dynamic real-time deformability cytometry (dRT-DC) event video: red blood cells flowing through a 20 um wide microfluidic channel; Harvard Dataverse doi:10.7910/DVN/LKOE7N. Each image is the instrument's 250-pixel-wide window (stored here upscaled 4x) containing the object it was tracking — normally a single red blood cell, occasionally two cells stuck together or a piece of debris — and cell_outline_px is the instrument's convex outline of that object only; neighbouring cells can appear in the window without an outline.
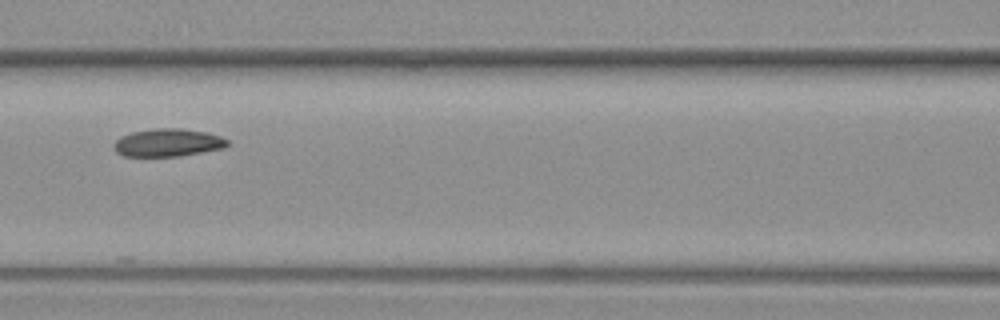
{"species": "common noctule bat (a hibernating species)", "species_latin": "Nyctalus noctula", "temperature_condition": "warm", "stored_images_in_passage": 9, "camera_frame_rate_fps": 3000, "um_per_image_px": 0.085, "animal": {"sex": "female", "body_mass_g": 19.3, "forearm_length_mm": 54.1}, "frame": {"image": 1, "passage_image": 7, "time_ms": 7.333, "image_size_px": [1000, 320], "cell_outline_px": [[228, 144], [224, 148], [180, 156], [124, 156], [116, 152], [112, 148], [112, 144], [120, 136], [132, 132], [156, 128], [180, 128], [208, 132], [220, 136], [228, 140]], "centroid_in_image_um": [14.24, 12.12], "position_along_channel_um": 152.4, "area_um2": 18.55}}